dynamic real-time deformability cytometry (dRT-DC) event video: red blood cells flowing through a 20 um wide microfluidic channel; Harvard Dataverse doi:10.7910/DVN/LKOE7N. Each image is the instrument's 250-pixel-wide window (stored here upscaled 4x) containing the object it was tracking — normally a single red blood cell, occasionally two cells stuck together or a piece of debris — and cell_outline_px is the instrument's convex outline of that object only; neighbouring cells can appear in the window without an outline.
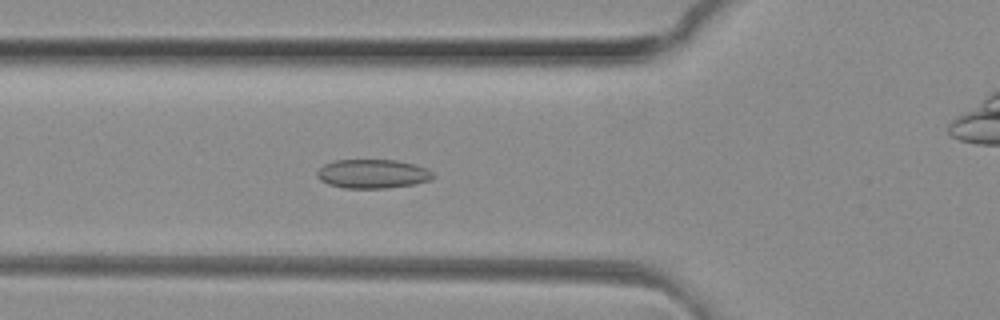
{"species": "common noctule bat (a hibernating species)", "species_latin": "Nyctalus noctula", "temperature_condition": "room temperature", "stored_images_in_passage": 30, "camera_frame_rate_fps": 3000, "um_per_image_px": 0.085, "animal": {"sex": "female", "body_mass_g": 29.2, "forearm_length_mm": 56.3}, "frame": {"image": 1, "passage_image": 17, "time_ms": 5.333, "image_size_px": [1000, 320], "cell_outline_px": [[436, 176], [432, 180], [416, 184], [384, 188], [344, 188], [328, 184], [320, 180], [316, 176], [316, 172], [324, 164], [336, 160], [396, 160], [428, 168]], "centroid_in_image_um": [31.69, 14.78], "position_along_channel_um": 94.1, "area_um2": 19.71}}
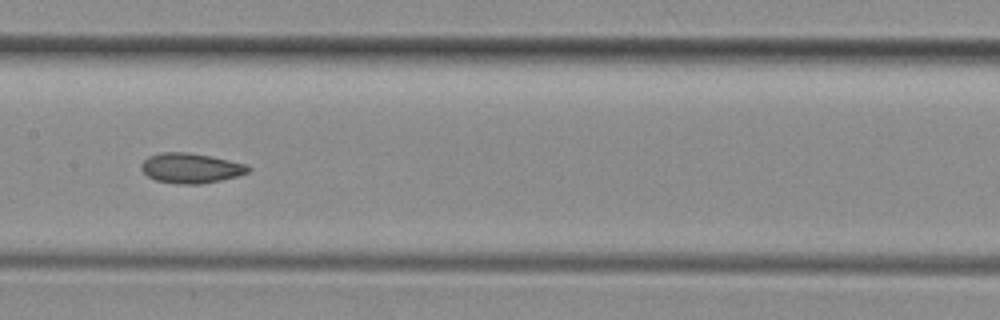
{"frame": {"image": 2, "passage_image": 24, "time_ms": 7.667, "image_size_px": [1000, 320], "cell_outline_px": [[252, 168], [248, 172], [236, 176], [220, 180], [200, 184], [180, 184], [156, 180], [148, 176], [140, 168], [140, 164], [148, 156], [160, 152], [188, 152], [248, 164]], "centroid_in_image_um": [16.2, 14.28], "position_along_channel_um": 191.2, "area_um2": 18.61}}
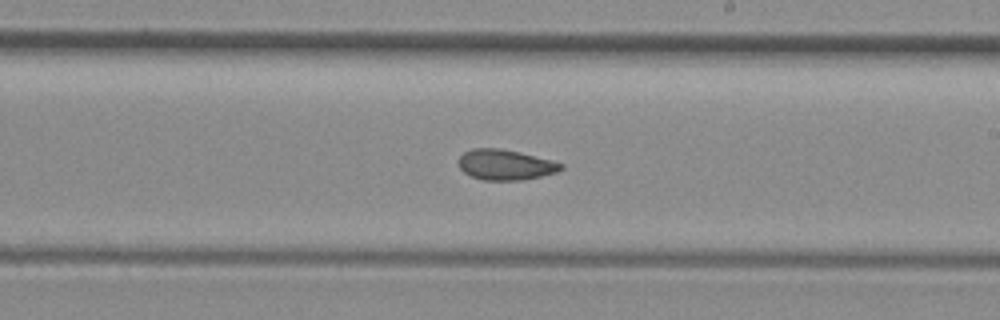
{"frame": {"image": 3, "passage_image": 28, "time_ms": 9.0, "image_size_px": [1000, 320], "cell_outline_px": [[564, 168], [556, 172], [524, 180], [484, 180], [472, 176], [464, 172], [460, 168], [460, 156], [464, 152], [472, 148], [496, 148], [520, 152], [552, 160], [564, 164]], "centroid_in_image_um": [42.98, 14.0], "position_along_channel_um": 246.0, "area_um2": 18.03}}